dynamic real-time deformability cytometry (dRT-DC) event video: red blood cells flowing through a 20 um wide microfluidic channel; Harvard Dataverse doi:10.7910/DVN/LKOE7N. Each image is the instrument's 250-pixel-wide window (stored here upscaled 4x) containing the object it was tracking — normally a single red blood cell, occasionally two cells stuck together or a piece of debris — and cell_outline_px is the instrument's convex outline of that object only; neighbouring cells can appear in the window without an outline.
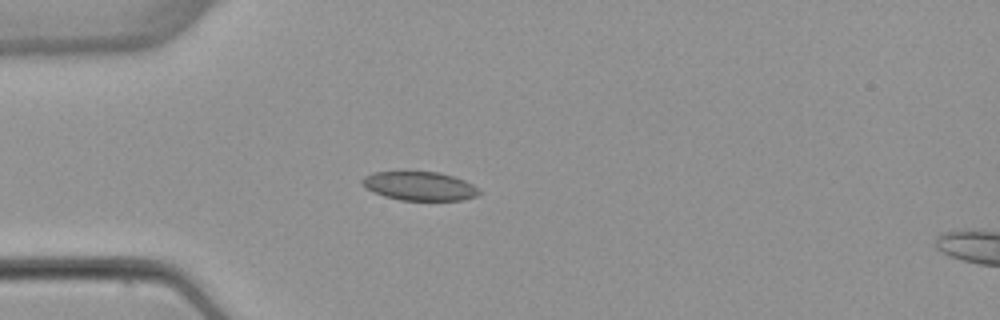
{"species": "common noctule bat (a hibernating species)", "species_latin": "Nyctalus noctula", "temperature_condition": "warm", "stored_images_in_passage": 3, "camera_frame_rate_fps": 3000, "um_per_image_px": 0.085, "animal": {"sex": "female", "body_mass_g": 22.7, "forearm_length_mm": 54.2}, "frame": {"image": 1, "passage_image": 3, "time_ms": 2.667, "image_size_px": [1000, 320], "cell_outline_px": [[480, 192], [476, 196], [460, 200], [400, 200], [384, 196], [368, 188], [360, 180], [364, 176], [372, 172], [440, 172], [464, 180], [472, 184]], "centroid_in_image_um": [35.66, 15.81], "position_along_channel_um": 49.3, "area_um2": 19.31}}